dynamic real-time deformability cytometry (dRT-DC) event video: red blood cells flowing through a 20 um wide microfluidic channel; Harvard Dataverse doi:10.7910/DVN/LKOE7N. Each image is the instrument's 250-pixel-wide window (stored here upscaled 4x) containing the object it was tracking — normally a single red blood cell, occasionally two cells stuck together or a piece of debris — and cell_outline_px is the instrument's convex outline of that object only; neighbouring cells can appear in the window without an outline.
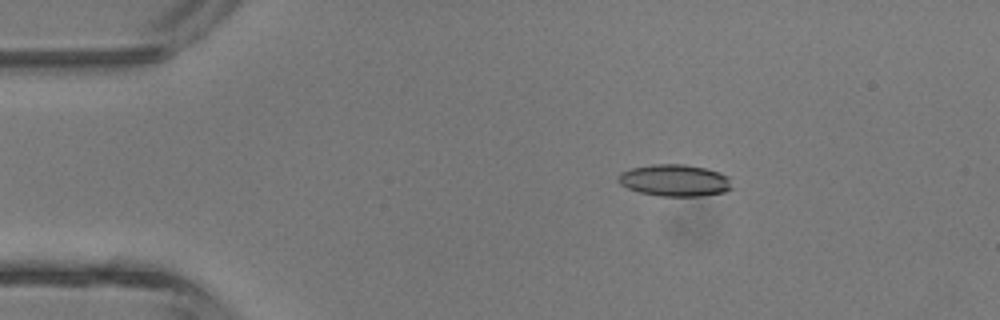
{"species": "common noctule bat (a hibernating species)", "species_latin": "Nyctalus noctula", "temperature_condition": "room temperature", "stored_images_in_passage": 4, "camera_frame_rate_fps": 3000, "um_per_image_px": 0.085, "animal": {"sex": "male", "body_mass_g": 13.3}, "frame": {"image": 1, "passage_image": 2, "time_ms": 1.333, "image_size_px": [1000, 320], "cell_outline_px": [[732, 188], [724, 192], [700, 196], [660, 196], [640, 192], [628, 188], [620, 184], [616, 180], [620, 172], [632, 168], [652, 164], [684, 164], [708, 168], [720, 172], [728, 176]], "centroid_in_image_um": [57.35, 15.32], "position_along_channel_um": 27.7, "area_um2": 21.21}}
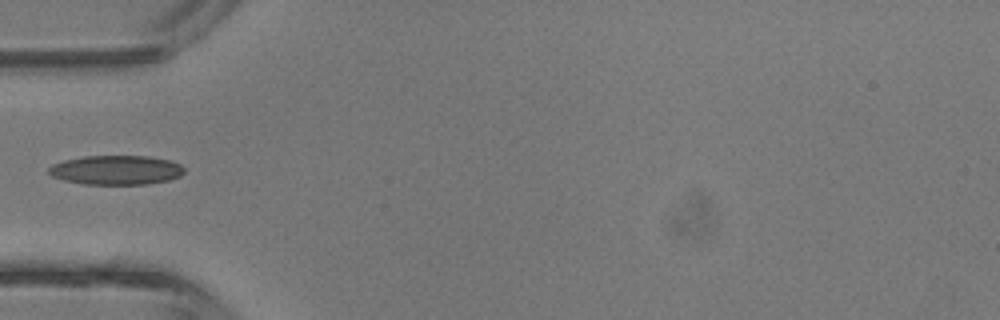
{"frame": {"image": 2, "passage_image": 4, "time_ms": 3.667, "image_size_px": [1000, 320], "cell_outline_px": [[184, 172], [180, 176], [168, 180], [148, 184], [84, 184], [64, 180], [52, 176], [48, 172], [48, 168], [52, 164], [64, 160], [84, 156], [148, 156], [172, 160], [180, 164], [184, 168]], "centroid_in_image_um": [9.88, 14.45], "position_along_channel_um": 75.1, "area_um2": 23.24}}